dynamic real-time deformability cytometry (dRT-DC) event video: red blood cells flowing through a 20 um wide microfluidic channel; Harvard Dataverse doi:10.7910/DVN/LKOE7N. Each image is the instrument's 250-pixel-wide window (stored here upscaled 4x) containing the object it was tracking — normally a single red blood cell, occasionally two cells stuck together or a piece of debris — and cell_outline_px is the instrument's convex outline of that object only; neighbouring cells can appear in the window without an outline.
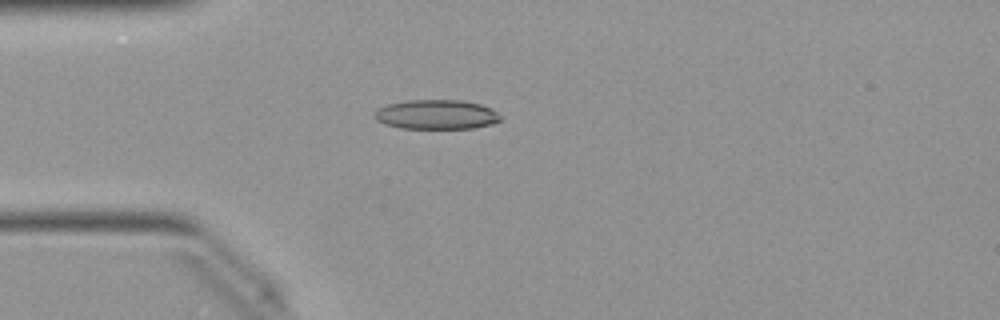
{"species": "Egyptian fruit bat (a non-hibernating species)", "species_latin": "Rousettus aegyptiacus", "temperature_condition": "warm", "stored_images_in_passage": 39, "camera_frame_rate_fps": 3000, "um_per_image_px": 0.085, "animal": {"sex": "female"}, "frame": {"image": 1, "passage_image": 2, "time_ms": 0.333, "image_size_px": [1000, 320], "cell_outline_px": [[500, 120], [492, 124], [472, 128], [400, 128], [384, 124], [376, 120], [372, 116], [372, 112], [376, 108], [388, 104], [408, 100], [460, 100], [480, 104], [492, 108], [500, 116]], "centroid_in_image_um": [37.03, 9.73], "position_along_channel_um": 48.0, "area_um2": 21.79}}
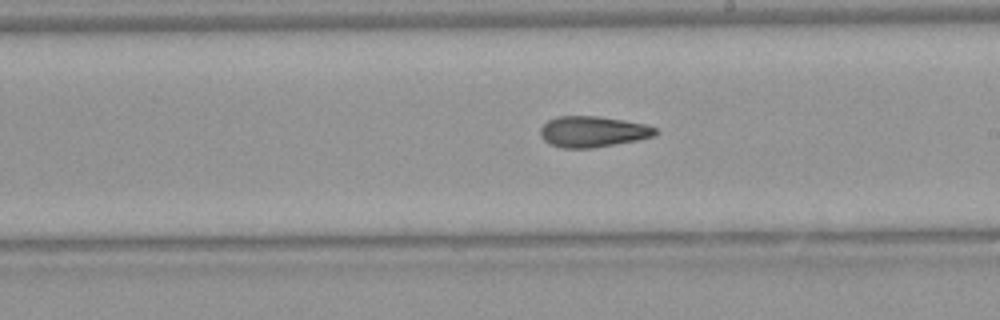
{"frame": {"image": 2, "passage_image": 17, "time_ms": 5.333, "image_size_px": [1000, 320], "cell_outline_px": [[660, 132], [656, 136], [636, 140], [592, 148], [560, 148], [544, 140], [540, 136], [540, 128], [548, 120], [556, 116], [596, 116], [624, 120], [644, 124], [656, 128]], "centroid_in_image_um": [50.39, 11.19], "position_along_channel_um": 238.6, "area_um2": 20.75}}
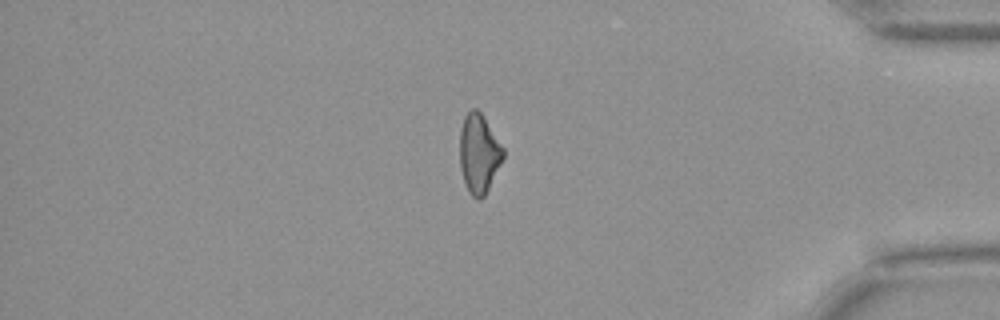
{"frame": {"image": 3, "passage_image": 31, "time_ms": 10.0, "image_size_px": [1000, 320], "cell_outline_px": [[504, 156], [484, 196], [480, 200], [476, 200], [468, 192], [460, 168], [460, 128], [464, 116], [472, 108], [476, 108], [480, 112], [504, 148]], "centroid_in_image_um": [40.69, 13.05], "position_along_channel_um": 394.5, "area_um2": 19.83}, "authors_computed_cell_mechanics": {"area_um2": 20.6346, "velocity_mm_per_s": 4.0507, "shape_relaxation_time_tau1_ms": null, "shape_relaxation_time_tau2_ms": 3.0394, "deformation_change_tau1": null, "deformation_change_tau2": 0.1207}}